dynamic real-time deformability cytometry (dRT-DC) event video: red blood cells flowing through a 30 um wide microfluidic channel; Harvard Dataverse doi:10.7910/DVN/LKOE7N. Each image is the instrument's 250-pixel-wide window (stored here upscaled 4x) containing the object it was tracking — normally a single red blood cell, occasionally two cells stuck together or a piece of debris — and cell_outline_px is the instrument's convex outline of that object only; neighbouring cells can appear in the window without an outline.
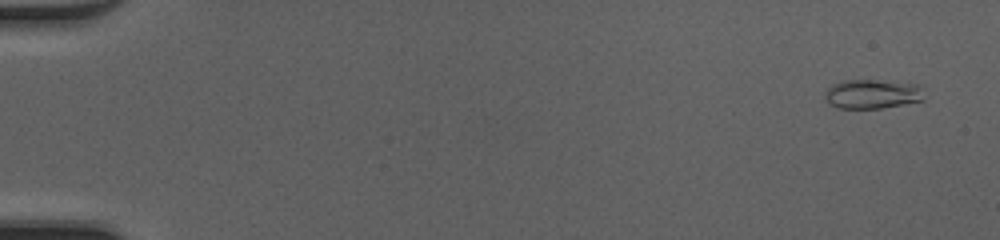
{"species": "common noctule bat (a hibernating species)", "species_latin": "Nyctalus noctula", "temperature_condition": "cold", "stored_images_in_passage": 50, "camera_frame_rate_fps": 3000, "um_per_image_px": 0.085, "animal": {"sex": "female", "body_mass_g": 20.0, "forearm_length_mm": 54.0}, "frame": {"image": 1, "passage_image": 3, "time_ms": 0.667, "image_size_px": [1000, 240], "cell_outline_px": [[924, 100], [880, 108], [840, 108], [828, 104], [824, 96], [828, 88], [832, 84], [844, 80], [876, 80], [924, 84]], "centroid_in_image_um": [74.2, 7.97], "position_along_channel_um": 10.8, "area_um2": 17.17}}
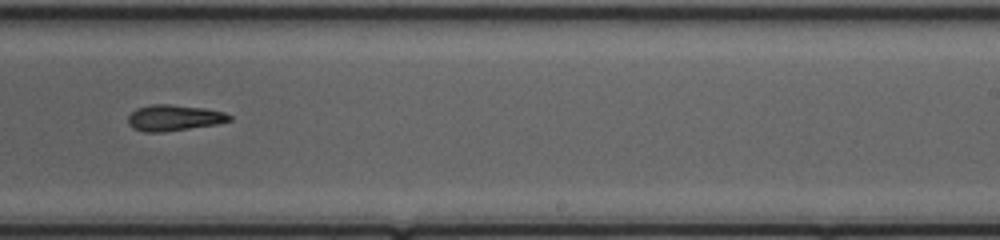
{"frame": {"image": 2, "passage_image": 33, "time_ms": 10.667, "image_size_px": [1000, 240], "cell_outline_px": [[232, 120], [216, 124], [160, 132], [144, 132], [132, 128], [128, 124], [128, 116], [136, 108], [152, 104], [168, 104], [204, 108], [224, 112], [232, 116]], "centroid_in_image_um": [14.76, 10.01], "position_along_channel_um": 274.2, "area_um2": 15.26}}
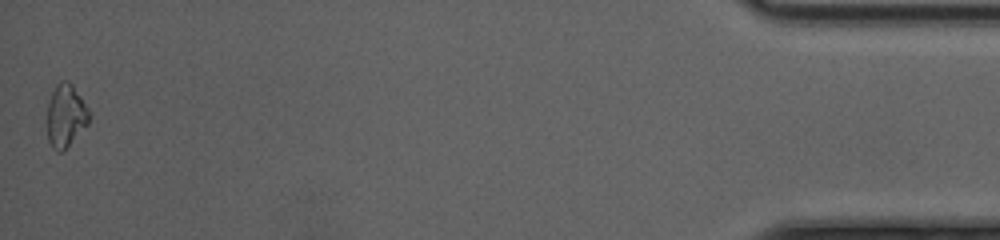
{"frame": {"image": 3, "passage_image": 50, "time_ms": 16.333, "image_size_px": [1000, 240], "cell_outline_px": [[92, 116], [88, 124], [60, 152], [56, 152], [52, 148], [48, 140], [48, 100], [56, 84], [60, 80], [68, 80], [72, 84], [88, 108]], "centroid_in_image_um": [5.59, 9.8], "position_along_channel_um": 429.6, "area_um2": 15.26}, "authors_computed_cell_mechanics": {"area_um2": 15.4615, "velocity_mm_per_s": 4.2749, "shape_relaxation_time_tau1_ms": 6.2877, "shape_relaxation_time_tau2_ms": 4.0924, "deformation_change_tau1": 0.2116, "deformation_change_tau2": 0.1253}}